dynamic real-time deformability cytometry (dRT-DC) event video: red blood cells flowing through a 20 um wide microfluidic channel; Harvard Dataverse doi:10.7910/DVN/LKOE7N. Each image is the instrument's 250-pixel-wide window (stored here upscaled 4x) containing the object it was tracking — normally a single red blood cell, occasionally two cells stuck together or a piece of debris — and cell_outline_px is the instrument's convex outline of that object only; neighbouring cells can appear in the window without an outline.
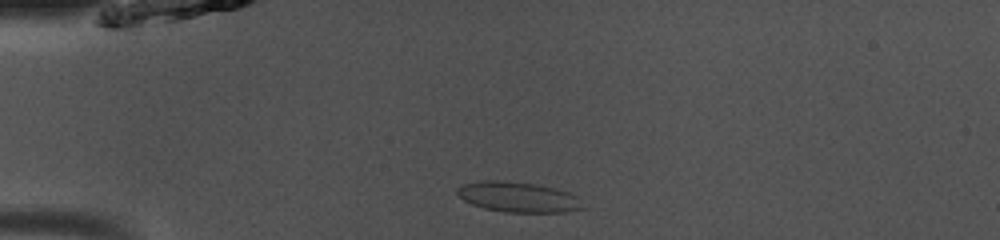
{"species": "common noctule bat (a hibernating species)", "species_latin": "Nyctalus noctula", "temperature_condition": "room temperature", "stored_images_in_passage": 39, "camera_frame_rate_fps": 3000, "um_per_image_px": 0.085, "animal": {"sex": "male", "body_mass_g": 13.0, "forearm_length_mm": 53.1}, "frame": {"image": 1, "passage_image": 2, "time_ms": 0.333, "image_size_px": [1000, 240], "cell_outline_px": [[584, 208], [568, 212], [504, 212], [484, 208], [472, 204], [464, 200], [456, 192], [456, 188], [464, 184], [484, 180], [500, 180], [532, 184], [552, 188], [568, 192], [576, 196]], "centroid_in_image_um": [44.01, 16.76], "position_along_channel_um": 41.0, "area_um2": 21.85}}
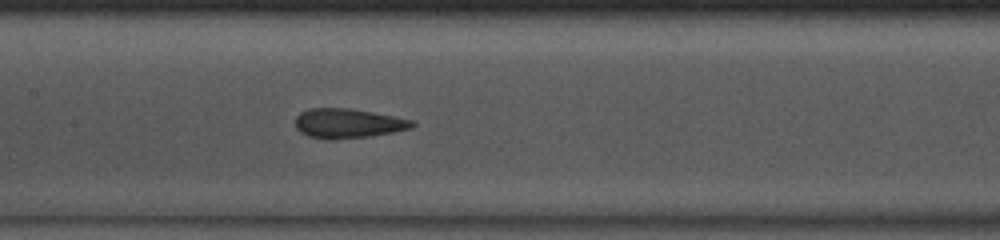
{"frame": {"image": 2, "passage_image": 14, "time_ms": 4.333, "image_size_px": [1000, 240], "cell_outline_px": [[416, 124], [412, 128], [392, 132], [368, 136], [332, 140], [328, 140], [308, 136], [300, 132], [296, 128], [296, 116], [300, 112], [308, 108], [348, 108], [396, 116], [412, 120]], "centroid_in_image_um": [29.56, 10.48], "position_along_channel_um": 177.8, "area_um2": 20.17}}
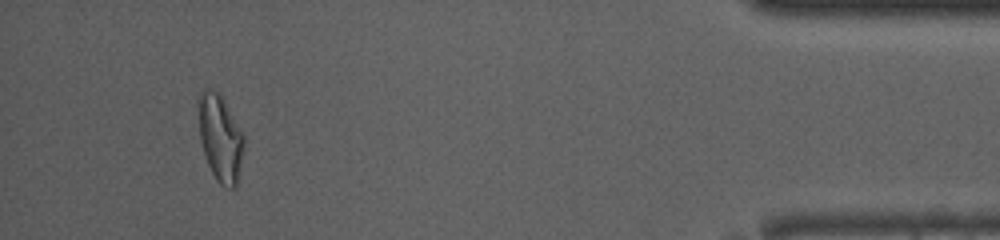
{"frame": {"image": 3, "passage_image": 36, "time_ms": 11.667, "image_size_px": [1000, 240], "cell_outline_px": [[244, 148], [236, 188], [224, 188], [216, 180], [208, 164], [200, 140], [196, 100], [200, 92], [204, 88], [208, 88], [220, 92], [244, 132]], "centroid_in_image_um": [18.72, 11.67], "position_along_channel_um": 416.5, "area_um2": 23.7}, "authors_computed_cell_mechanics": {"area_um2": 20.3456, "velocity_mm_per_s": 4.0698, "shape_relaxation_time_tau1_ms": null, "shape_relaxation_time_tau2_ms": 1.6523, "deformation_change_tau1": null, "deformation_change_tau2": 0.05}}